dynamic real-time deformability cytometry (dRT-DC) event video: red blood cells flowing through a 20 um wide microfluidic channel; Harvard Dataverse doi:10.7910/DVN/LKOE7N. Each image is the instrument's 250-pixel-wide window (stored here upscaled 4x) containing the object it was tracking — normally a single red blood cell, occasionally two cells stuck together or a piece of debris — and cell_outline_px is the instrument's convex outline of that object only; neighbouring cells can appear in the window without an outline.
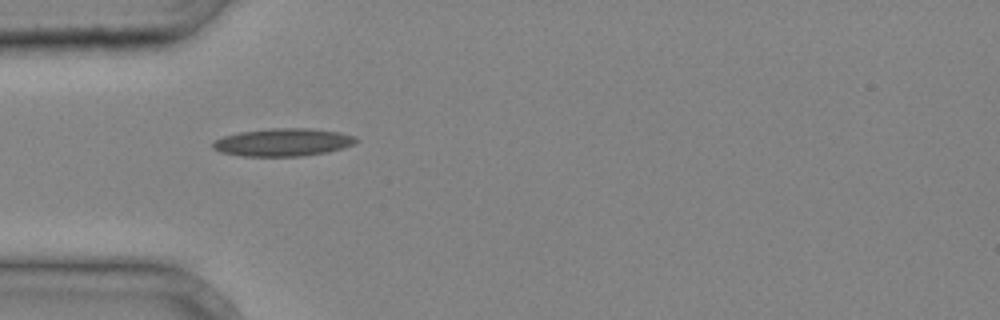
{"species": "common noctule bat (a hibernating species)", "species_latin": "Nyctalus noctula", "temperature_condition": "cold", "stored_images_in_passage": 25, "camera_frame_rate_fps": 3000, "um_per_image_px": 0.085, "animal": {"sex": "male", "body_mass_g": 20.4}, "frame": {"image": 1, "passage_image": 1, "time_ms": 0.0, "image_size_px": [1000, 320], "cell_outline_px": [[360, 140], [352, 144], [328, 152], [304, 156], [240, 156], [220, 152], [212, 148], [212, 140], [224, 136], [240, 132], [272, 128], [308, 128], [340, 132], [356, 136]], "centroid_in_image_um": [24.03, 12.09], "position_along_channel_um": 61.0, "area_um2": 23.29}}
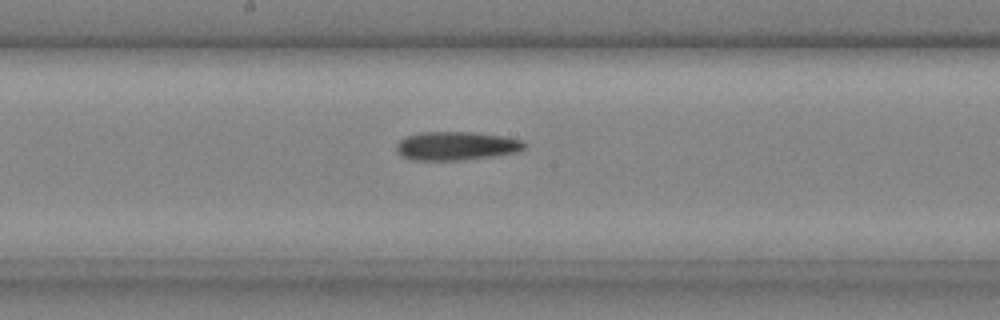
{"frame": {"image": 2, "passage_image": 10, "time_ms": 3.0, "image_size_px": [1000, 320], "cell_outline_px": [[528, 144], [520, 152], [492, 156], [456, 160], [412, 160], [404, 156], [396, 148], [396, 144], [404, 136], [420, 132], [476, 132], [504, 136], [520, 140]], "centroid_in_image_um": [38.81, 12.39], "position_along_channel_um": 209.4, "area_um2": 21.33}}
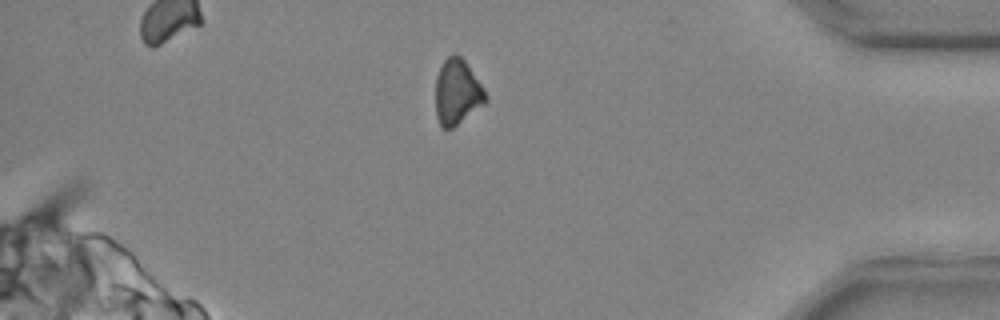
{"frame": {"image": 3, "passage_image": 23, "time_ms": 7.333, "image_size_px": [1000, 320], "cell_outline_px": [[488, 100], [484, 104], [452, 128], [440, 128], [436, 112], [436, 76], [444, 60], [448, 56], [456, 52], [464, 60], [484, 88], [488, 96]], "centroid_in_image_um": [38.86, 7.82], "position_along_channel_um": 396.3, "area_um2": 19.02}}